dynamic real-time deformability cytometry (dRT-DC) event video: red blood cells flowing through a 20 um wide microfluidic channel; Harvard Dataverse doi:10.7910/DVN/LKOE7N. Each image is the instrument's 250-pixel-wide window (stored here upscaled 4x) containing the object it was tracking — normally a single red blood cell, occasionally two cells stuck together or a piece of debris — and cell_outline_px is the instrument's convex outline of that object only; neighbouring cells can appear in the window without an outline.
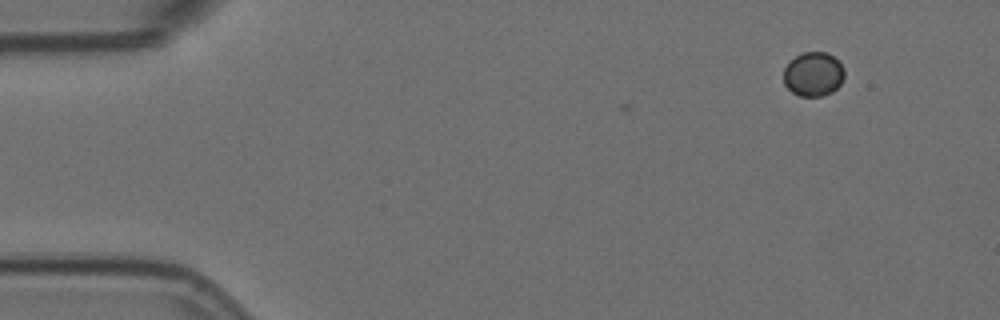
{"species": "Egyptian fruit bat (a non-hibernating species)", "species_latin": "Rousettus aegyptiacus", "temperature_condition": "room temperature", "stored_images_in_passage": 8, "camera_frame_rate_fps": 3000, "um_per_image_px": 0.085, "animal": {"sex": "female"}, "frame": {"image": 1, "passage_image": 1, "time_ms": 0.0, "image_size_px": [1000, 320], "cell_outline_px": [[844, 76], [840, 84], [832, 92], [824, 96], [800, 96], [792, 92], [784, 84], [784, 68], [796, 56], [804, 52], [828, 52], [844, 68]], "centroid_in_image_um": [69.14, 6.31], "position_along_channel_um": 15.9, "area_um2": 15.55}}